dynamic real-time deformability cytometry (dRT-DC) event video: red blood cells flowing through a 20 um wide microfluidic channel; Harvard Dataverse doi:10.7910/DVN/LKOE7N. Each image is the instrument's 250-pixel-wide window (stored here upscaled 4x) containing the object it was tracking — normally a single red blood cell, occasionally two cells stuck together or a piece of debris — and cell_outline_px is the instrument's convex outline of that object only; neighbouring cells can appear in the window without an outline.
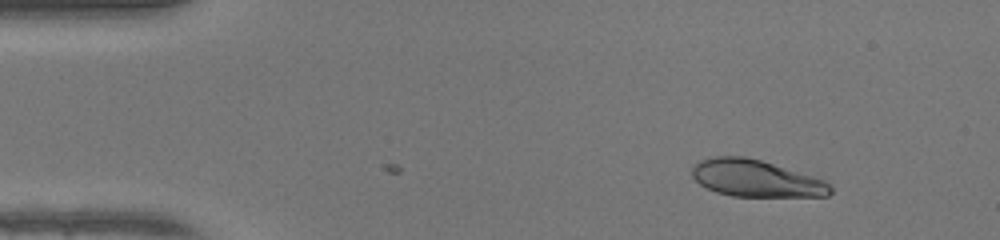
{"species": "human", "species_latin": "Homo sapiens", "temperature_condition": "warm", "stored_images_in_passage": 45, "camera_frame_rate_fps": 3000, "um_per_image_px": 0.085, "donor": {"sex": "female"}, "frame": {"image": 1, "passage_image": 2, "time_ms": 0.333, "image_size_px": [1000, 240], "cell_outline_px": [[832, 192], [828, 196], [732, 196], [716, 192], [700, 184], [692, 176], [692, 168], [700, 160], [716, 156], [744, 156], [760, 160], [812, 176], [824, 180], [832, 188]], "centroid_in_image_um": [64.23, 15.17], "position_along_channel_um": 20.8, "area_um2": 29.36}}
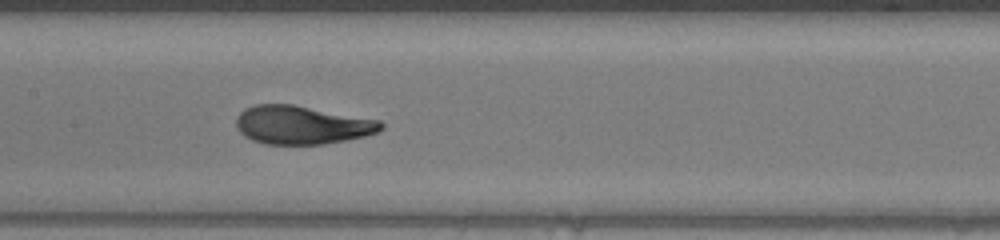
{"frame": {"image": 2, "passage_image": 20, "time_ms": 6.333, "image_size_px": [1000, 240], "cell_outline_px": [[384, 128], [376, 132], [364, 136], [324, 144], [264, 144], [252, 140], [244, 136], [240, 132], [236, 124], [236, 116], [244, 108], [256, 104], [292, 104], [380, 120], [384, 124]], "centroid_in_image_um": [25.63, 10.61], "position_along_channel_um": 181.8, "area_um2": 32.43}}
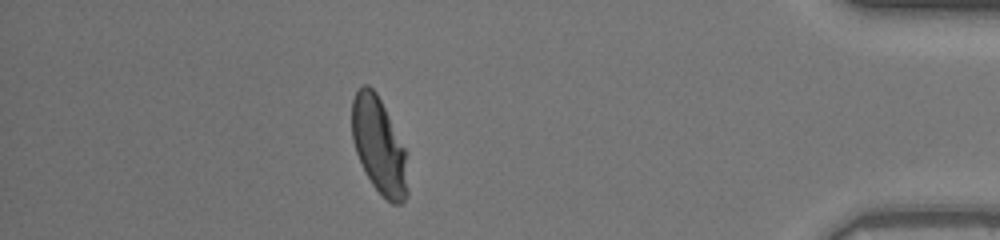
{"frame": {"image": 3, "passage_image": 39, "time_ms": 12.667, "image_size_px": [1000, 240], "cell_outline_px": [[408, 196], [400, 204], [392, 204], [372, 184], [356, 152], [352, 140], [352, 100], [356, 92], [364, 84], [368, 84], [376, 92], [404, 148], [408, 188]], "centroid_in_image_um": [32.2, 12.39], "position_along_channel_um": 403.0, "area_um2": 30.52}, "authors_computed_cell_mechanics": {"area_um2": 31.9634, "velocity_mm_per_s": 4.2415, "shape_relaxation_time_tau1_ms": 4.1649, "shape_relaxation_time_tau2_ms": null, "deformation_change_tau1": 0.1939, "deformation_change_tau2": null}}